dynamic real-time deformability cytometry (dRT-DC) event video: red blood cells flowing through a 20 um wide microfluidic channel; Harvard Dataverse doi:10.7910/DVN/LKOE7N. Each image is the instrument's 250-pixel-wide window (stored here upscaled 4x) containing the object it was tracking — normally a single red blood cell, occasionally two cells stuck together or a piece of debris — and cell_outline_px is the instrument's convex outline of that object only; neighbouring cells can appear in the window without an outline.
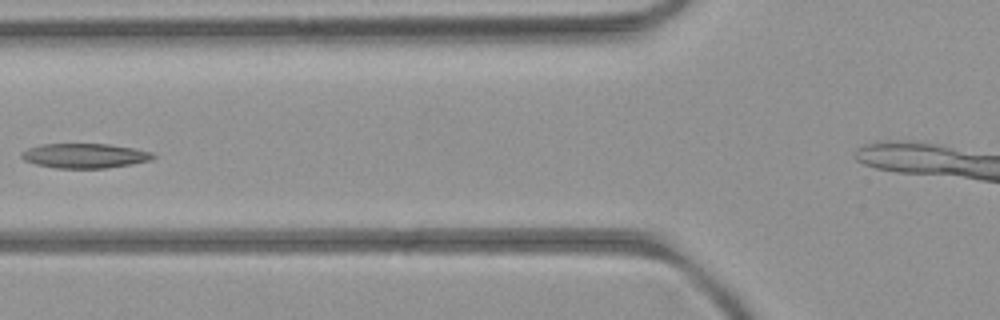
{"species": "common noctule bat (a hibernating species)", "species_latin": "Nyctalus noctula", "temperature_condition": "room temperature", "stored_images_in_passage": 6, "camera_frame_rate_fps": 3000, "um_per_image_px": 0.085, "animal": {"sex": "female", "body_mass_g": 21.9}, "frame": {"image": 1, "passage_image": 5, "time_ms": 5.333, "image_size_px": [1000, 320], "cell_outline_px": [[156, 156], [152, 160], [132, 164], [104, 168], [56, 168], [36, 164], [24, 160], [20, 156], [20, 152], [28, 148], [40, 144], [108, 144], [136, 148], [152, 152]], "centroid_in_image_um": [7.21, 13.23], "position_along_channel_um": 118.6, "area_um2": 19.02}}
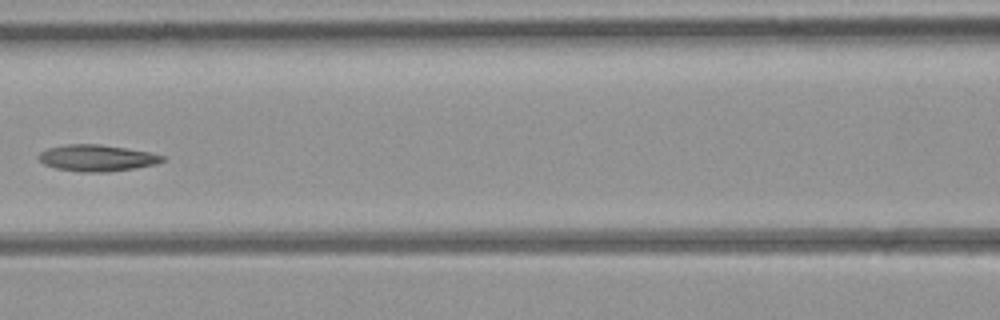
{"frame": {"image": 2, "passage_image": 6, "time_ms": 6.333, "image_size_px": [1000, 320], "cell_outline_px": [[164, 160], [156, 164], [136, 168], [108, 172], [80, 172], [56, 168], [44, 164], [36, 156], [40, 152], [48, 148], [64, 144], [100, 144], [152, 152], [164, 156]], "centroid_in_image_um": [8.23, 13.43], "position_along_channel_um": 158.4, "area_um2": 19.25}}